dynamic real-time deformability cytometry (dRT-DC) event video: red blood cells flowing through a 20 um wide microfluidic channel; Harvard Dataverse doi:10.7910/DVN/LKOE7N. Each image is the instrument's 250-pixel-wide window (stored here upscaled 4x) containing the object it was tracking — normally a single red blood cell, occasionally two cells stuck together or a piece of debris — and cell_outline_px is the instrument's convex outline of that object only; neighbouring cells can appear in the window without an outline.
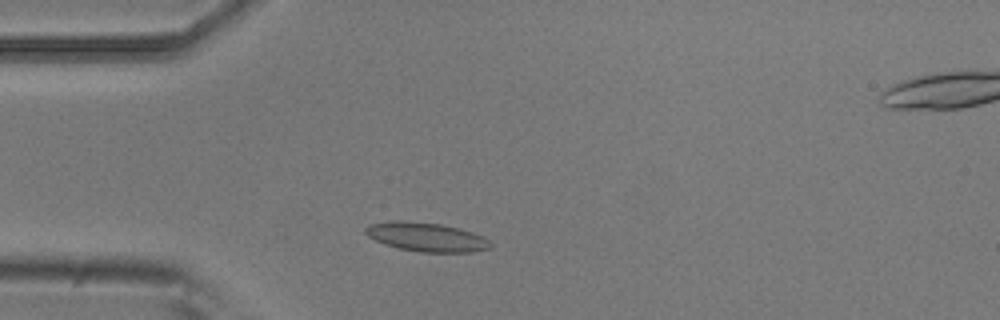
{"species": "common noctule bat (a hibernating species)", "species_latin": "Nyctalus noctula", "temperature_condition": "room temperature", "stored_images_in_passage": 5, "camera_frame_rate_fps": 3000, "um_per_image_px": 0.085, "animal": {"sex": "male", "body_mass_g": 20.5, "forearm_length_mm": 52.5}, "frame": {"image": 1, "passage_image": 2, "time_ms": 0.333, "image_size_px": [1000, 320], "cell_outline_px": [[492, 244], [488, 248], [472, 252], [420, 252], [400, 248], [384, 244], [368, 236], [364, 232], [364, 228], [368, 224], [396, 220], [404, 220], [440, 224], [472, 232], [488, 240]], "centroid_in_image_um": [36.18, 20.14], "position_along_channel_um": 48.8, "area_um2": 20.87}}
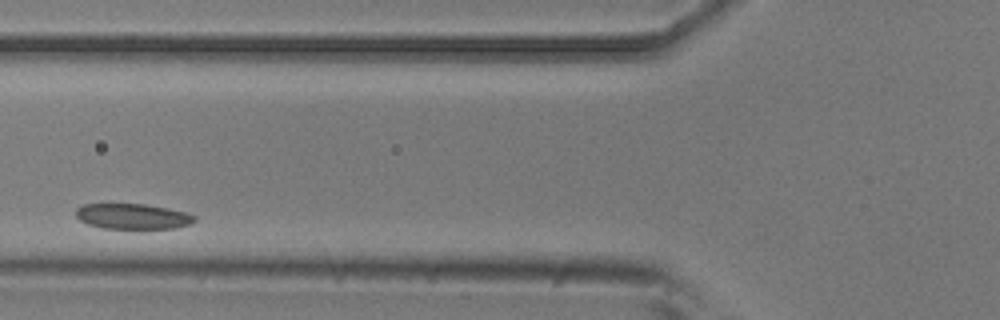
{"frame": {"image": 2, "passage_image": 4, "time_ms": 1.0, "image_size_px": [1000, 320], "cell_outline_px": [[196, 220], [192, 224], [176, 228], [104, 228], [88, 224], [80, 220], [76, 216], [76, 208], [84, 204], [144, 204], [168, 208], [184, 212], [196, 216]], "centroid_in_image_um": [11.3, 18.39], "position_along_channel_um": 114.5, "area_um2": 17.51}}
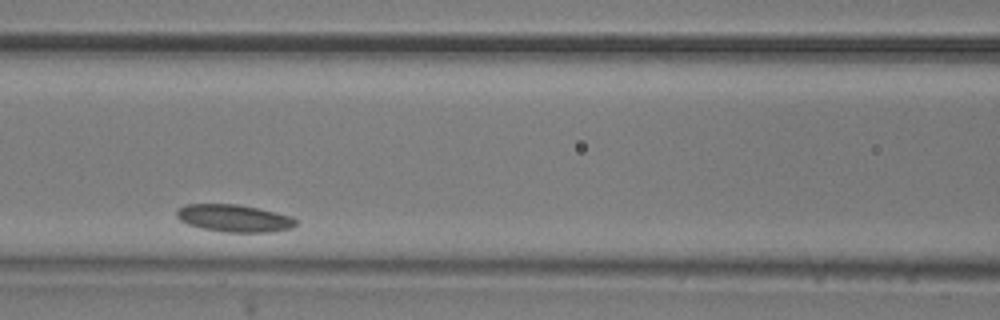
{"frame": {"image": 3, "passage_image": 5, "time_ms": 1.333, "image_size_px": [1000, 320], "cell_outline_px": [[296, 224], [292, 228], [272, 232], [224, 232], [200, 228], [188, 224], [180, 220], [176, 216], [176, 208], [184, 204], [240, 204], [292, 216], [296, 220]], "centroid_in_image_um": [19.87, 18.54], "position_along_channel_um": 146.7, "area_um2": 19.19}}